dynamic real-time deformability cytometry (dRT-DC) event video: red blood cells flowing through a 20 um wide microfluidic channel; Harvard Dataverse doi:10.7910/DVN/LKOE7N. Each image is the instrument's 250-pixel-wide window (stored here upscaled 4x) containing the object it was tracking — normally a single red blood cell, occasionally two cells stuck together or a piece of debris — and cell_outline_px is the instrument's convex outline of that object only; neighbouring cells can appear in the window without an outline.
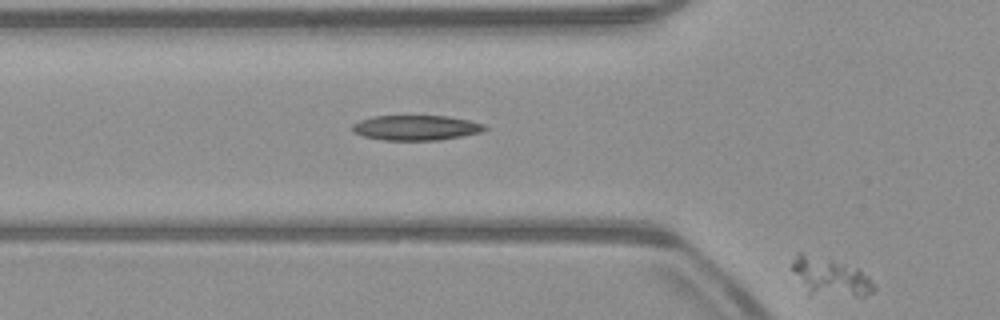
{"species": "common noctule bat (a hibernating species)", "species_latin": "Nyctalus noctula", "temperature_condition": "warm", "stored_images_in_passage": 18, "segment_of_instrument_passage": [2, 2], "camera_frame_rate_fps": 3000, "um_per_image_px": 0.085, "animal": {"sex": "male", "body_mass_g": 23.1, "forearm_length_mm": 52.7}, "frame": {"image": 1, "passage_image": 18, "time_ms": 5.667, "image_size_px": [1000, 320], "cell_outline_px": [[876, 288], [872, 292], [864, 296], [808, 296], [792, 268], [792, 264], [796, 252], [800, 252], [860, 268], [872, 280]], "centroid_in_image_um": [70.59, 23.57], "position_along_channel_um": 55.2, "area_um2": 18.32}}